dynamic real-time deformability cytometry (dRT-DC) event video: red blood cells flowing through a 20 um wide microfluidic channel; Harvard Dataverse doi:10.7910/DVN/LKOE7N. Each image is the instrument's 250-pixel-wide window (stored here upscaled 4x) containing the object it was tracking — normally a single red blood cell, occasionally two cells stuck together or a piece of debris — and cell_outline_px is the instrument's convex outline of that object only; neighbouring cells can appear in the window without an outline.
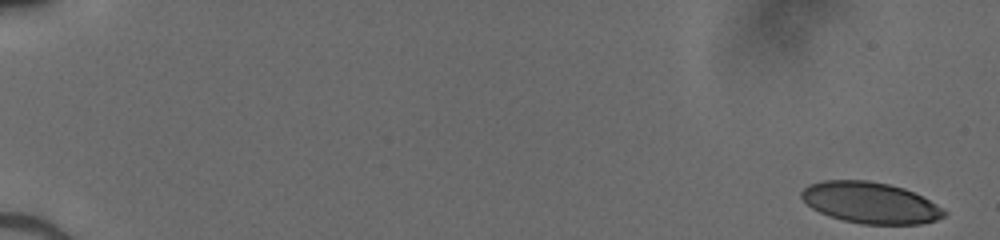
{"species": "human", "species_latin": "Homo sapiens", "temperature_condition": "cold", "stored_images_in_passage": 51, "camera_frame_rate_fps": 3000, "um_per_image_px": 0.085, "donor": {"sex": "male"}, "frame": {"image": 1, "passage_image": 1, "time_ms": 0.0, "image_size_px": [1000, 240], "cell_outline_px": [[948, 212], [944, 216], [936, 220], [920, 224], [860, 224], [828, 216], [812, 208], [800, 196], [800, 192], [808, 184], [824, 180], [868, 180], [888, 184], [904, 188], [944, 208]], "centroid_in_image_um": [73.97, 17.23], "position_along_channel_um": 11.0, "area_um2": 34.22}}
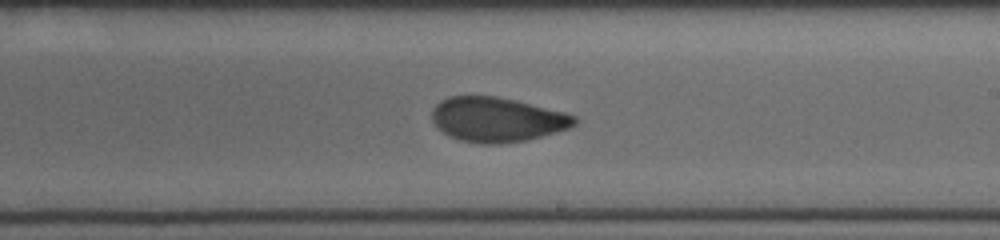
{"frame": {"image": 2, "passage_image": 32, "time_ms": 10.333, "image_size_px": [1000, 240], "cell_outline_px": [[576, 124], [568, 128], [556, 132], [528, 140], [500, 144], [480, 144], [460, 140], [448, 136], [436, 128], [432, 120], [432, 108], [440, 100], [448, 96], [496, 96], [516, 100], [564, 112], [576, 116]], "centroid_in_image_um": [42.21, 10.16], "position_along_channel_um": 246.8, "area_um2": 37.34}}
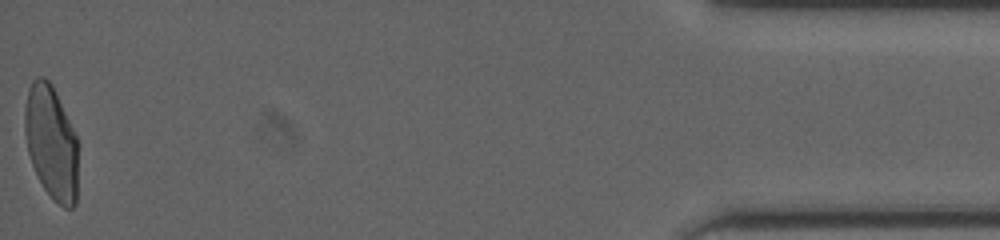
{"frame": {"image": 3, "passage_image": 51, "time_ms": 16.667, "image_size_px": [1000, 240], "cell_outline_px": [[76, 204], [72, 208], [64, 208], [52, 200], [44, 188], [32, 164], [28, 152], [24, 132], [24, 108], [28, 88], [32, 80], [36, 76], [44, 76], [52, 84], [76, 136]], "centroid_in_image_um": [4.32, 12.08], "position_along_channel_um": 430.9, "area_um2": 35.2}}